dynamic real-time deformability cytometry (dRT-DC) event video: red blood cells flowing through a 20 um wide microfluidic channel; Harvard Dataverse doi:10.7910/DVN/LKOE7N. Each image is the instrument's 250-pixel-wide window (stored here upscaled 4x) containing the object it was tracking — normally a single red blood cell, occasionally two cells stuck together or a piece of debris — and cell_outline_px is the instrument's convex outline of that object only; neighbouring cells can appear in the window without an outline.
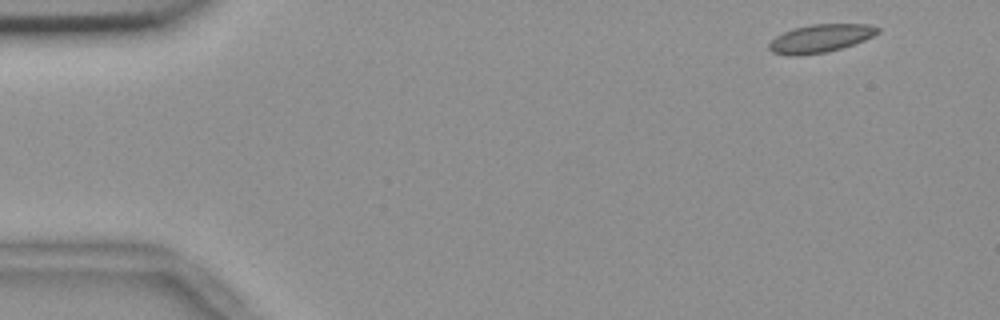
{"species": "common noctule bat (a hibernating species)", "species_latin": "Nyctalus noctula", "temperature_condition": "room temperature", "stored_images_in_passage": 11, "camera_frame_rate_fps": 3000, "um_per_image_px": 0.085, "animal": {"sex": "female", "body_mass_g": 18.4}, "frame": {"image": 1, "passage_image": 2, "time_ms": 0.333, "image_size_px": [1000, 320], "cell_outline_px": [[880, 32], [864, 40], [828, 52], [800, 56], [788, 56], [772, 52], [768, 48], [768, 44], [776, 36], [792, 28], [812, 24], [868, 24], [880, 28]], "centroid_in_image_um": [69.7, 3.27], "position_along_channel_um": 15.3, "area_um2": 17.86}}